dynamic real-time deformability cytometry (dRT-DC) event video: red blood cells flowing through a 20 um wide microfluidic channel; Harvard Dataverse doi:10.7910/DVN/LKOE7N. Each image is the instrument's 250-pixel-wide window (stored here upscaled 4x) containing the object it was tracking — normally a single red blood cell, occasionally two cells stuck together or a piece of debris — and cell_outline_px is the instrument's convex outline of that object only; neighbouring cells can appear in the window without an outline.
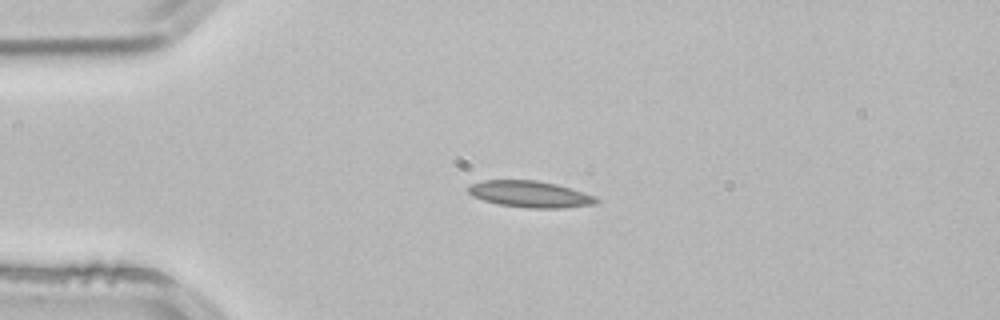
{"species": "common noctule bat (a hibernating species)", "species_latin": "Nyctalus noctula", "temperature_condition": "room temperature", "stored_images_in_passage": 2, "camera_frame_rate_fps": 3000, "um_per_image_px": 0.085, "animal": {"sex": "male", "body_mass_g": 21.5, "forearm_length_mm": 52.0}, "frame": {"image": 1, "passage_image": 2, "time_ms": 0.333, "image_size_px": [1000, 320], "cell_outline_px": [[600, 200], [596, 204], [564, 208], [528, 208], [500, 204], [484, 200], [472, 196], [468, 192], [468, 188], [472, 184], [484, 180], [536, 180], [556, 184], [596, 196]], "centroid_in_image_um": [45.09, 16.51], "position_along_channel_um": 39.9, "area_um2": 19.65}}